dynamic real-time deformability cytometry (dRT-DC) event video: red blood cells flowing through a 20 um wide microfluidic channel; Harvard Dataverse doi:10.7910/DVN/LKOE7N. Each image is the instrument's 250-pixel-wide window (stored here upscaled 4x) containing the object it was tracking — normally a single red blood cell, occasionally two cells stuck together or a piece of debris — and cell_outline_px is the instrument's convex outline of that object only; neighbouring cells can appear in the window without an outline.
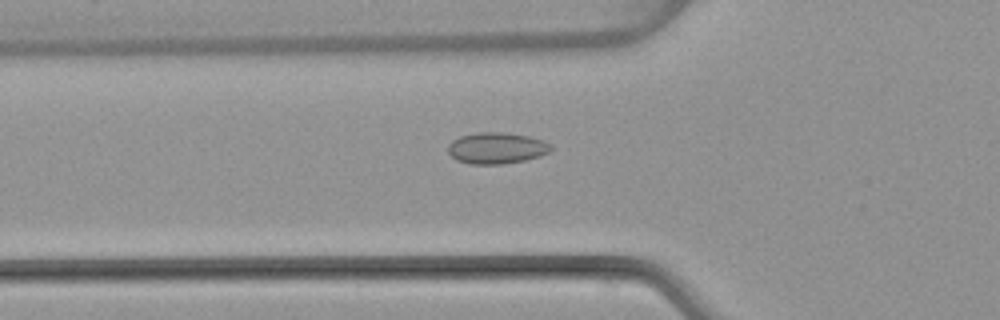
{"species": "common noctule bat (a hibernating species)", "species_latin": "Nyctalus noctula", "temperature_condition": "warm", "stored_images_in_passage": 51, "camera_frame_rate_fps": 3000, "um_per_image_px": 0.085, "animal": {"sex": "female", "body_mass_g": 22.7, "forearm_length_mm": 54.2}, "frame": {"image": 1, "passage_image": 18, "time_ms": 5.667, "image_size_px": [1000, 320], "cell_outline_px": [[552, 148], [548, 152], [540, 156], [524, 160], [504, 164], [472, 164], [456, 160], [448, 152], [448, 144], [452, 140], [460, 136], [476, 132], [504, 132], [528, 136], [544, 140], [552, 144]], "centroid_in_image_um": [42.21, 12.58], "position_along_channel_um": 83.6, "area_um2": 18.9}}
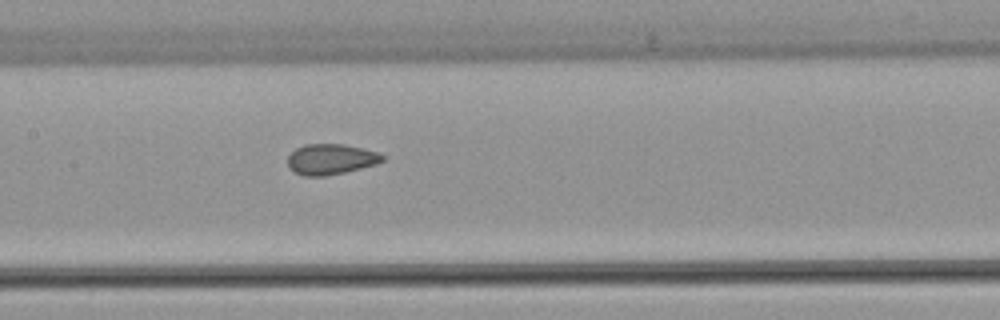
{"frame": {"image": 2, "passage_image": 25, "time_ms": 8.0, "image_size_px": [1000, 320], "cell_outline_px": [[388, 156], [384, 160], [376, 164], [344, 172], [324, 176], [304, 176], [288, 168], [288, 156], [296, 148], [304, 144], [344, 144], [364, 148], [380, 152]], "centroid_in_image_um": [28.16, 13.52], "position_along_channel_um": 179.2, "area_um2": 17.05}}
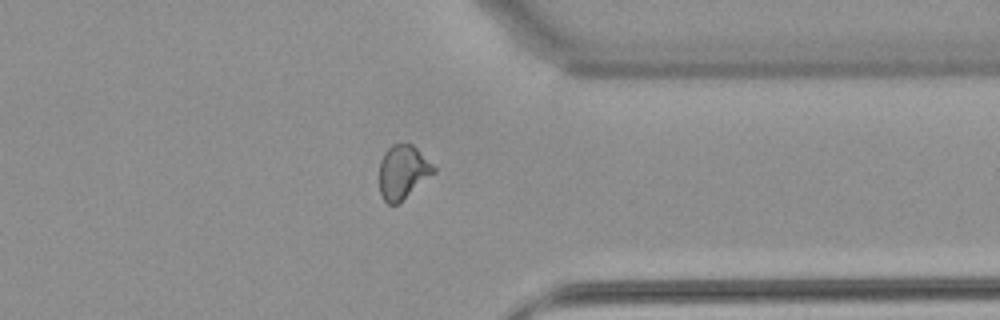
{"frame": {"image": 3, "passage_image": 40, "time_ms": 13.0, "image_size_px": [1000, 320], "cell_outline_px": [[436, 172], [396, 204], [388, 204], [384, 200], [380, 192], [380, 160], [384, 152], [392, 144], [412, 144], [436, 168]], "centroid_in_image_um": [34.23, 14.6], "position_along_channel_um": 377.2, "area_um2": 16.7}, "authors_computed_cell_mechanics": {"area_um2": 17.629, "velocity_mm_per_s": 4.0658, "shape_relaxation_time_tau1_ms": null, "shape_relaxation_time_tau2_ms": 0.9311, "deformation_change_tau1": null, "deformation_change_tau2": 0.0469}}